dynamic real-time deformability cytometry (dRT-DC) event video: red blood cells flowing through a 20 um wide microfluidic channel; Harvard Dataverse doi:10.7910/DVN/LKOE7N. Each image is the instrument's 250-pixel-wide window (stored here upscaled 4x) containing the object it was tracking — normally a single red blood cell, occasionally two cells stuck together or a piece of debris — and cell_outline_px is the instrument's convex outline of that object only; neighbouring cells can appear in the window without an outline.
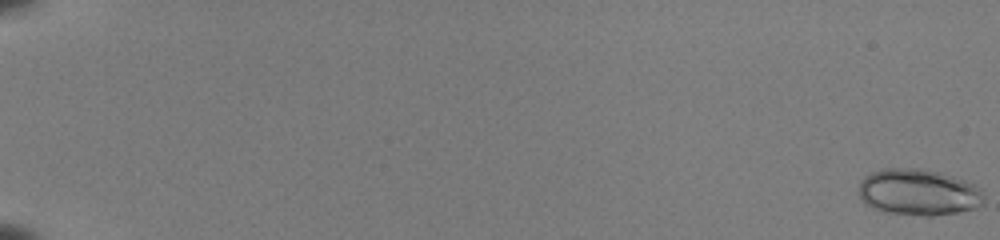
{"species": "common noctule bat (a hibernating species)", "species_latin": "Nyctalus noctula", "temperature_condition": "room temperature", "stored_images_in_passage": 54, "segment_of_instrument_passage": [1, 2], "camera_frame_rate_fps": 3000, "um_per_image_px": 0.085, "animal": {"sex": "female", "body_mass_g": 22.0, "forearm_length_mm": 56.7}, "frame": {"image": 1, "passage_image": 1, "time_ms": 0.0, "image_size_px": [1000, 240], "cell_outline_px": [[984, 204], [976, 208], [956, 212], [932, 216], [924, 216], [884, 212], [872, 208], [864, 204], [860, 200], [860, 180], [864, 176], [880, 168], [920, 168], [940, 172], [976, 184], [980, 188], [984, 196]], "centroid_in_image_um": [78.06, 16.34], "position_along_channel_um": 6.9, "area_um2": 34.28}}
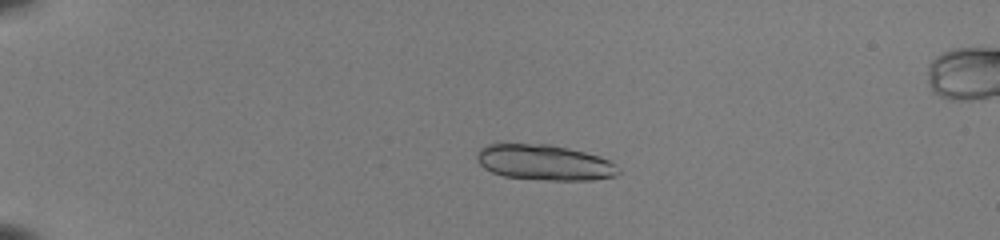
{"frame": {"image": 2, "passage_image": 15, "time_ms": 4.667, "image_size_px": [1000, 240], "cell_outline_px": [[620, 172], [616, 176], [592, 180], [548, 180], [504, 176], [492, 172], [484, 168], [476, 160], [476, 152], [480, 148], [496, 140], [500, 140], [548, 144], [568, 148], [600, 156], [616, 164], [620, 168]], "centroid_in_image_um": [46.2, 13.76], "position_along_channel_um": 38.8, "area_um2": 30.29}}